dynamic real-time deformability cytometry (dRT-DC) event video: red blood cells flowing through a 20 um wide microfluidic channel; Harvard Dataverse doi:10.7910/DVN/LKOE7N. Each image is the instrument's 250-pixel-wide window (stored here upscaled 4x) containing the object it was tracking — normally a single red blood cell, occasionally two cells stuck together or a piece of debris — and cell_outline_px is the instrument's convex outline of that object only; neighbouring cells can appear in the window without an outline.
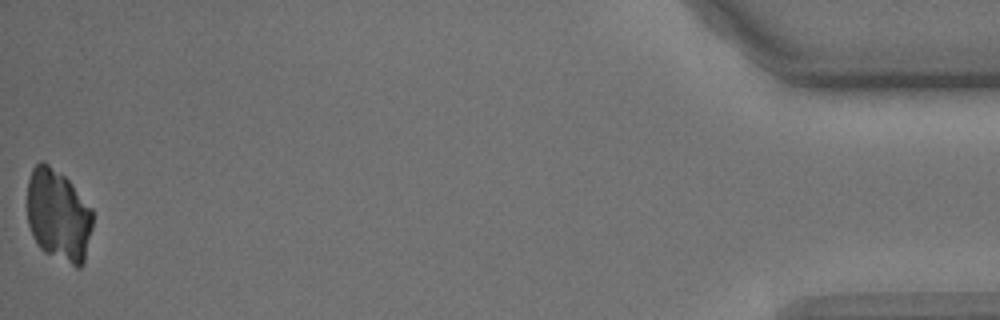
{"species": "common noctule bat (a hibernating species)", "species_latin": "Nyctalus noctula", "temperature_condition": "cold", "stored_images_in_passage": 44, "camera_frame_rate_fps": 3000, "um_per_image_px": 0.085, "animal": {"sex": "male", "body_mass_g": 15.6}, "frame": {"image": 1, "passage_image": 44, "time_ms": 14.333, "image_size_px": [1000, 320], "cell_outline_px": [[92, 228], [84, 264], [80, 268], [76, 268], [44, 252], [36, 244], [32, 236], [28, 224], [28, 180], [32, 168], [40, 160], [44, 160], [64, 176], [72, 184], [92, 208]], "centroid_in_image_um": [4.96, 18.32], "position_along_channel_um": 430.2, "area_um2": 35.55}}